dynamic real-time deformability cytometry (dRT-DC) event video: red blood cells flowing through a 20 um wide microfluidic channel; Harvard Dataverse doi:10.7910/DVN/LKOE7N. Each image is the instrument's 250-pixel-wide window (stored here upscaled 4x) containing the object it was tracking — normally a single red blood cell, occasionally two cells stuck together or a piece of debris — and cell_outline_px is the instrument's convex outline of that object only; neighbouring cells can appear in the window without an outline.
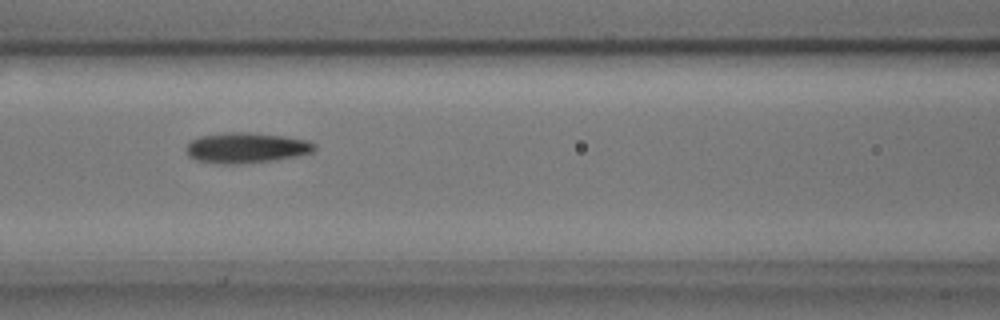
{"species": "common noctule bat (a hibernating species)", "species_latin": "Nyctalus noctula", "temperature_condition": "cold", "stored_images_in_passage": 9, "camera_frame_rate_fps": 3000, "um_per_image_px": 0.085, "animal": {"sex": "male", "body_mass_g": 17.9, "forearm_length_mm": 54.2}, "frame": {"image": 1, "passage_image": 7, "time_ms": 2.0, "image_size_px": [1000, 320], "cell_outline_px": [[316, 148], [312, 152], [296, 156], [276, 160], [240, 164], [216, 164], [196, 160], [188, 156], [184, 148], [192, 140], [200, 136], [224, 132], [248, 132], [284, 136], [308, 140], [316, 144]], "centroid_in_image_um": [20.91, 12.57], "position_along_channel_um": 145.7, "area_um2": 23.06}}
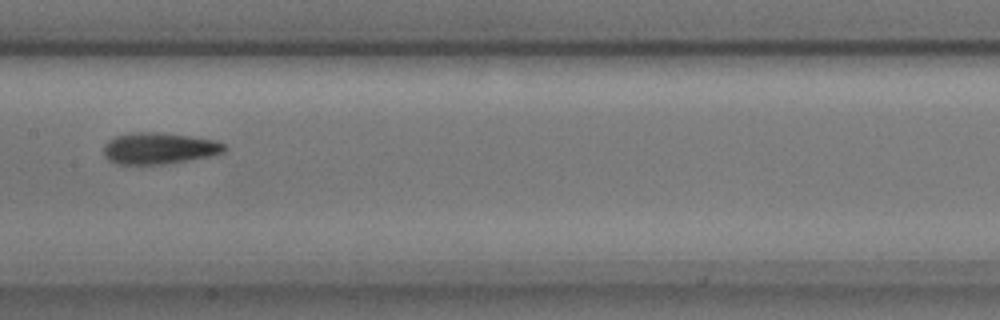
{"frame": {"image": 2, "passage_image": 8, "time_ms": 2.333, "image_size_px": [1000, 320], "cell_outline_px": [[228, 148], [224, 152], [208, 156], [188, 160], [164, 164], [116, 164], [108, 160], [104, 156], [104, 144], [108, 140], [116, 136], [136, 132], [160, 132], [216, 140], [224, 144]], "centroid_in_image_um": [13.51, 12.61], "position_along_channel_um": 193.9, "area_um2": 22.08}}
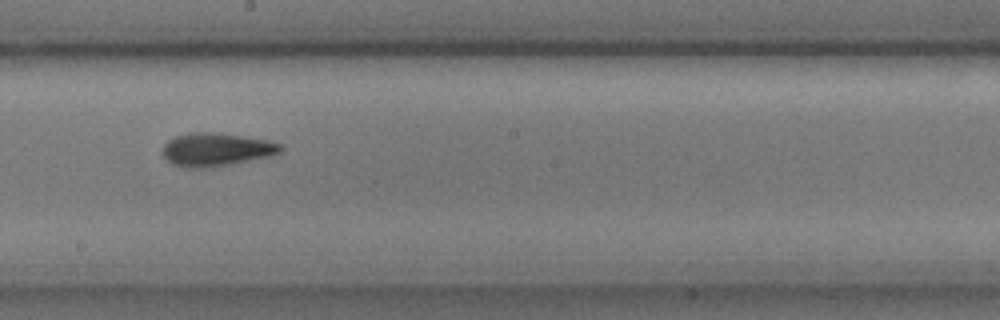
{"frame": {"image": 3, "passage_image": 9, "time_ms": 2.667, "image_size_px": [1000, 320], "cell_outline_px": [[284, 148], [280, 152], [272, 156], [228, 164], [204, 168], [188, 168], [172, 164], [164, 156], [164, 144], [168, 140], [176, 136], [188, 132], [212, 132], [268, 140], [280, 144]], "centroid_in_image_um": [18.38, 12.7], "position_along_channel_um": 229.8, "area_um2": 22.6}}